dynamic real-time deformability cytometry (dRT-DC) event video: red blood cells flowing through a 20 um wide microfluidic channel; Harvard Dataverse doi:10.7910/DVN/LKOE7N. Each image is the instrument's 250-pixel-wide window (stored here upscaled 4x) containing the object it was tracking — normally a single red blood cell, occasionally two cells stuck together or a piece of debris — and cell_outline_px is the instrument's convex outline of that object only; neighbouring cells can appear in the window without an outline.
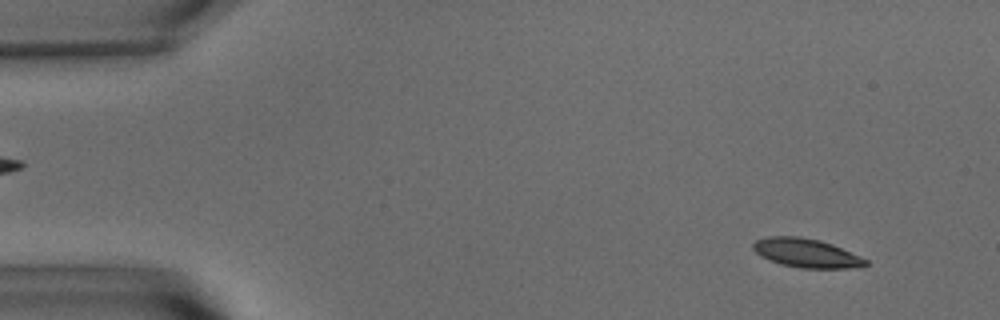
{"species": "common noctule bat (a hibernating species)", "species_latin": "Nyctalus noctula", "temperature_condition": "warm", "stored_images_in_passage": 55, "camera_frame_rate_fps": 3000, "um_per_image_px": 0.085, "animal": {"sex": "male", "body_mass_g": 15.6}, "frame": {"image": 1, "passage_image": 4, "time_ms": 1.0, "image_size_px": [1000, 320], "cell_outline_px": [[868, 264], [864, 268], [800, 268], [780, 264], [760, 256], [752, 248], [752, 244], [756, 240], [768, 236], [800, 236], [820, 240], [832, 244], [860, 256], [868, 260]], "centroid_in_image_um": [68.56, 21.51], "position_along_channel_um": 16.4, "area_um2": 19.13}}
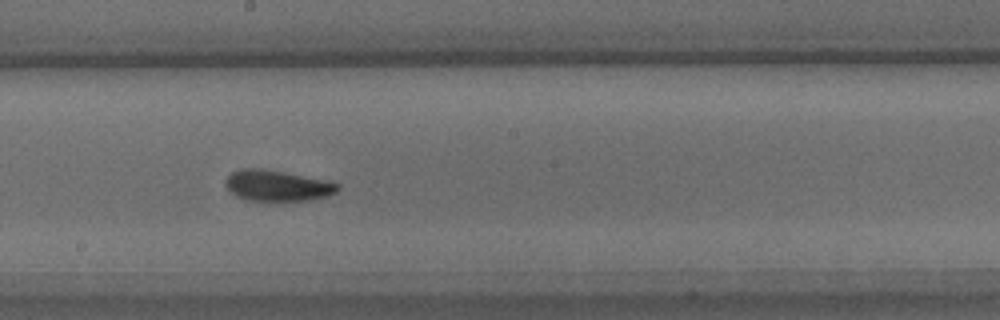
{"frame": {"image": 2, "passage_image": 30, "time_ms": 9.667, "image_size_px": [1000, 320], "cell_outline_px": [[340, 188], [336, 192], [328, 196], [308, 200], [244, 200], [236, 196], [224, 184], [224, 180], [232, 172], [240, 168], [260, 168], [328, 180], [340, 184]], "centroid_in_image_um": [23.57, 15.77], "position_along_channel_um": 224.6, "area_um2": 20.17}}
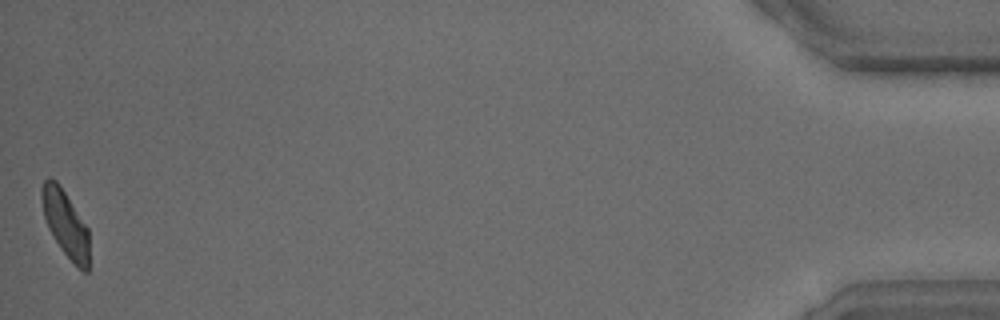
{"frame": {"image": 3, "passage_image": 55, "time_ms": 18.0, "image_size_px": [1000, 320], "cell_outline_px": [[88, 272], [84, 272], [60, 248], [48, 228], [44, 216], [40, 196], [40, 188], [44, 180], [48, 176], [56, 180], [60, 184], [88, 228]], "centroid_in_image_um": [5.52, 18.93], "position_along_channel_um": 429.7, "area_um2": 18.26}, "authors_computed_cell_mechanics": {"area_um2": 19.7098, "velocity_mm_per_s": 3.5945, "shape_relaxation_time_tau1_ms": 3.0054, "shape_relaxation_time_tau2_ms": 1.6448, "deformation_change_tau1": 0.1305, "deformation_change_tau2": 0.0729}}